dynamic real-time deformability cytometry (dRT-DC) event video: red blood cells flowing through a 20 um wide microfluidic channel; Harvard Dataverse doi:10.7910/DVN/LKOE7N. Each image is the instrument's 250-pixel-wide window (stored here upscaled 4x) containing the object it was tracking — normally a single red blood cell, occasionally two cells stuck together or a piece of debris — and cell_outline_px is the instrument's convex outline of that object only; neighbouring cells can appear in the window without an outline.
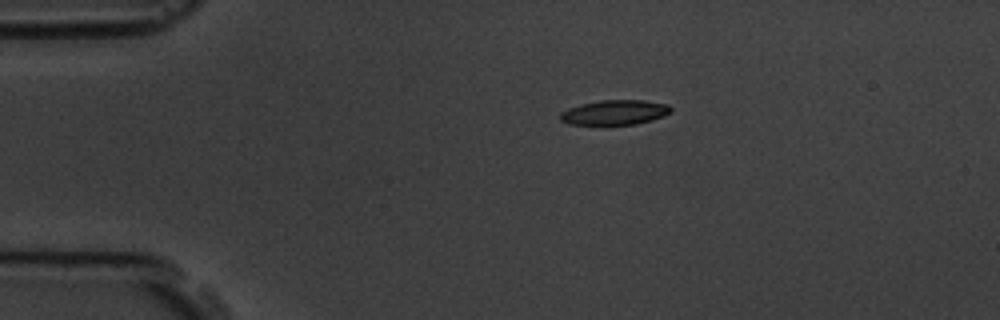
{"species": "common noctule bat (a hibernating species)", "species_latin": "Nyctalus noctula", "temperature_condition": "room temperature", "stored_images_in_passage": 4, "camera_frame_rate_fps": 3000, "um_per_image_px": 0.085, "animal": {"sex": "male", "body_mass_g": 19.5, "forearm_length_mm": 54.6}, "frame": {"image": 1, "passage_image": 1, "time_ms": 0.0, "image_size_px": [1000, 320], "cell_outline_px": [[672, 112], [664, 116], [652, 120], [636, 124], [604, 128], [568, 124], [560, 120], [560, 112], [568, 108], [580, 104], [600, 100], [644, 100], [668, 104], [672, 108]], "centroid_in_image_um": [52.21, 9.61], "position_along_channel_um": 32.8, "area_um2": 17.05}}
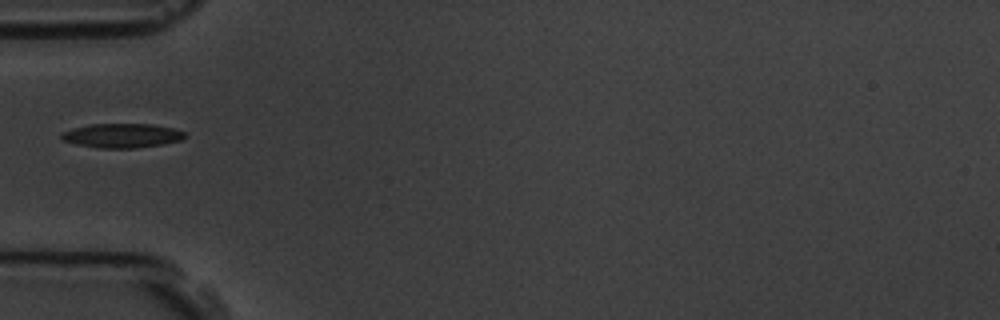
{"frame": {"image": 2, "passage_image": 3, "time_ms": 2.333, "image_size_px": [1000, 320], "cell_outline_px": [[188, 136], [180, 140], [164, 144], [136, 148], [100, 148], [76, 144], [60, 140], [60, 132], [72, 128], [92, 124], [152, 124], [172, 128], [184, 132]], "centroid_in_image_um": [10.33, 11.53], "position_along_channel_um": 74.7, "area_um2": 17.57}}
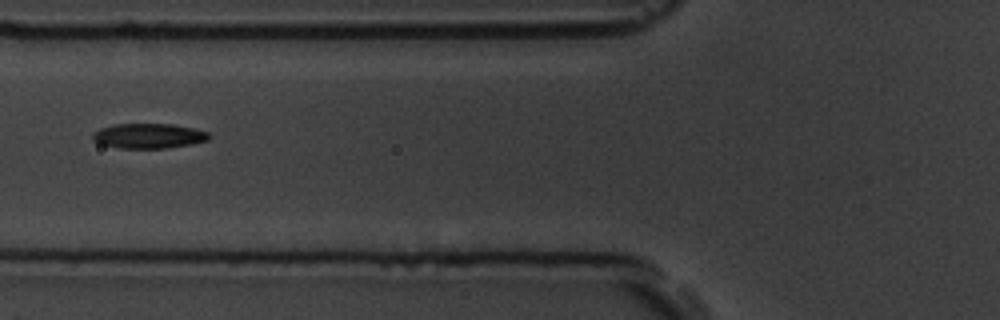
{"frame": {"image": 3, "passage_image": 4, "time_ms": 3.333, "image_size_px": [1000, 320], "cell_outline_px": [[212, 136], [208, 140], [192, 144], [164, 148], [120, 148], [100, 144], [92, 140], [92, 132], [100, 128], [112, 124], [172, 124], [196, 128], [208, 132]], "centroid_in_image_um": [12.63, 11.54], "position_along_channel_um": 113.2, "area_um2": 17.11}}